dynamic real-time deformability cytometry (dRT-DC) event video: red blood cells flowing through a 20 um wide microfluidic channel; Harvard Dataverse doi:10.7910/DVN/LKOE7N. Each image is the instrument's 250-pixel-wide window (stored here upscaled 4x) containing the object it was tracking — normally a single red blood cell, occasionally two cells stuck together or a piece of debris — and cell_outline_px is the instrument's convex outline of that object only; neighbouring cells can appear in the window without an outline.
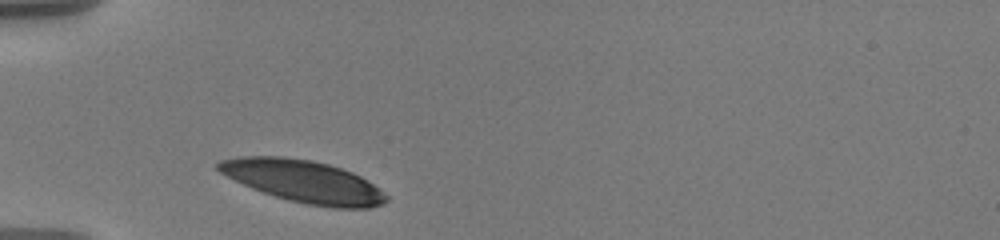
{"species": "human", "species_latin": "Homo sapiens", "temperature_condition": "warm", "stored_images_in_passage": 31, "camera_frame_rate_fps": 3000, "um_per_image_px": 0.085, "donor": {"sex": "male"}, "frame": {"image": 1, "passage_image": 1, "time_ms": 0.0, "image_size_px": [1000, 240], "cell_outline_px": [[388, 200], [384, 204], [372, 208], [332, 208], [308, 204], [288, 200], [252, 188], [220, 172], [216, 168], [216, 164], [220, 160], [240, 156], [284, 156], [308, 160], [328, 164], [352, 172], [368, 180], [388, 196]], "centroid_in_image_um": [25.83, 15.42], "position_along_channel_um": 59.2, "area_um2": 41.15}}
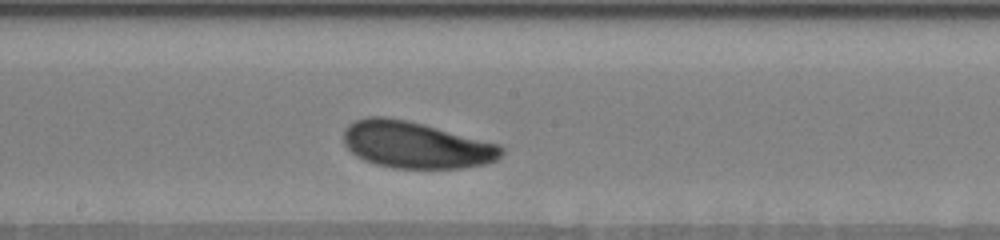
{"frame": {"image": 2, "passage_image": 15, "time_ms": 4.667, "image_size_px": [1000, 240], "cell_outline_px": [[504, 152], [496, 160], [484, 164], [464, 168], [392, 168], [376, 164], [364, 160], [356, 156], [344, 144], [344, 128], [348, 124], [356, 120], [368, 116], [384, 116], [408, 120], [424, 124], [500, 144], [504, 148]], "centroid_in_image_um": [35.35, 12.31], "position_along_channel_um": 212.9, "area_um2": 43.12}}
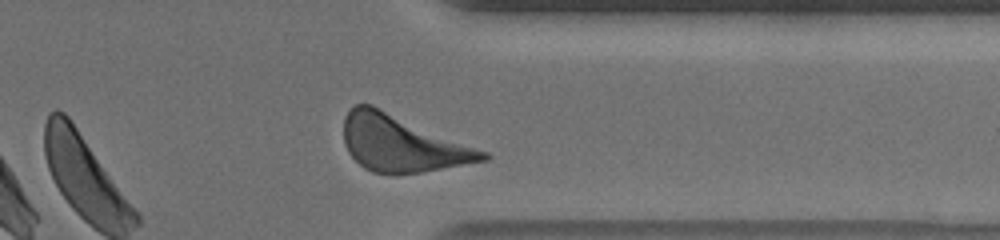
{"frame": {"image": 3, "passage_image": 30, "time_ms": 9.333, "image_size_px": [1000, 240], "cell_outline_px": [[492, 156], [488, 160], [420, 172], [372, 172], [364, 168], [348, 152], [344, 144], [344, 116], [356, 104], [372, 104], [488, 152]], "centroid_in_image_um": [34.17, 12.17], "position_along_channel_um": 377.2, "area_um2": 45.08}, "authors_computed_cell_mechanics": {"area_um2": 42.3674, "velocity_mm_per_s": 3.5323, "shape_relaxation_time_tau1_ms": 2.198, "shape_relaxation_time_tau2_ms": null, "deformation_change_tau1": 0.1282, "deformation_change_tau2": null}}